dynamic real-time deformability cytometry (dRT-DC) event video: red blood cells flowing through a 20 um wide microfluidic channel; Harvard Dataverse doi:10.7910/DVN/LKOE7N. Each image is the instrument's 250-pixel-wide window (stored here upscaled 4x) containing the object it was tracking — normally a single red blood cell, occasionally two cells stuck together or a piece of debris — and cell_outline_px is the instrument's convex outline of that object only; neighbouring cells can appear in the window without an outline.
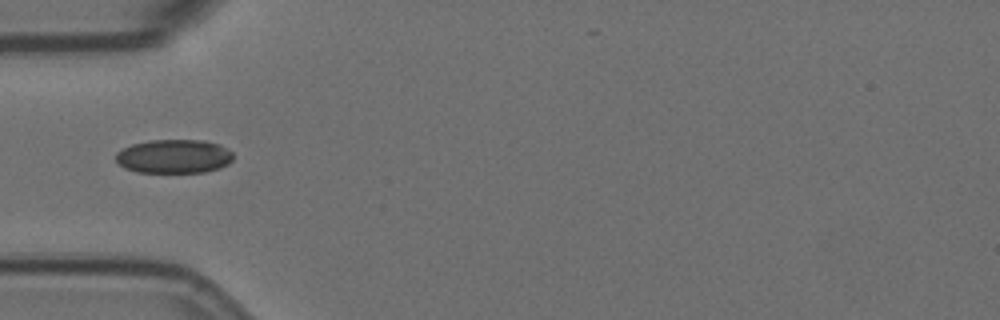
{"species": "Egyptian fruit bat (a non-hibernating species)", "species_latin": "Rousettus aegyptiacus", "temperature_condition": "room temperature", "stored_images_in_passage": 10, "camera_frame_rate_fps": 3000, "um_per_image_px": 0.085, "animal": {"sex": "female"}, "frame": {"image": 1, "passage_image": 5, "time_ms": 5.667, "image_size_px": [1000, 320], "cell_outline_px": [[232, 160], [228, 164], [220, 168], [204, 172], [136, 172], [124, 168], [116, 160], [116, 152], [132, 144], [148, 140], [204, 140], [220, 144], [232, 152]], "centroid_in_image_um": [14.79, 13.28], "position_along_channel_um": 70.2, "area_um2": 23.24}}
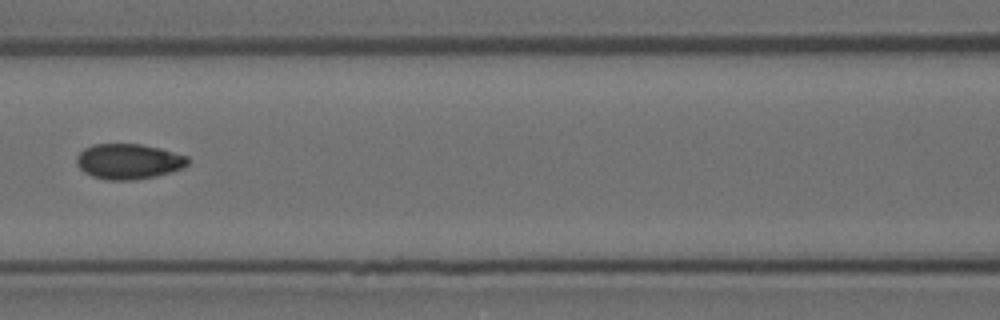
{"frame": {"image": 2, "passage_image": 7, "time_ms": 8.0, "image_size_px": [1000, 320], "cell_outline_px": [[188, 164], [172, 172], [156, 176], [136, 180], [108, 180], [92, 176], [84, 172], [76, 164], [76, 156], [84, 148], [92, 144], [140, 144], [160, 148], [188, 156]], "centroid_in_image_um": [10.91, 13.72], "position_along_channel_um": 155.7, "area_um2": 23.0}}
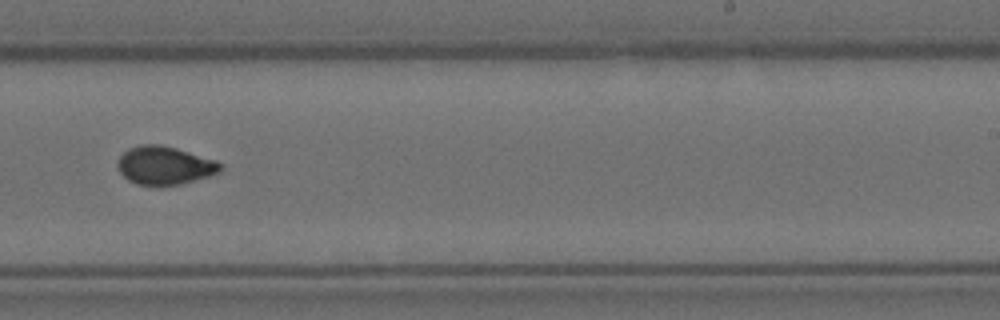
{"frame": {"image": 3, "passage_image": 10, "time_ms": 11.333, "image_size_px": [1000, 320], "cell_outline_px": [[224, 168], [220, 172], [208, 176], [180, 184], [156, 188], [136, 184], [128, 180], [120, 172], [116, 164], [120, 156], [128, 148], [140, 144], [160, 144], [176, 148], [216, 160]], "centroid_in_image_um": [13.96, 14.08], "position_along_channel_um": 275.0, "area_um2": 23.35}}